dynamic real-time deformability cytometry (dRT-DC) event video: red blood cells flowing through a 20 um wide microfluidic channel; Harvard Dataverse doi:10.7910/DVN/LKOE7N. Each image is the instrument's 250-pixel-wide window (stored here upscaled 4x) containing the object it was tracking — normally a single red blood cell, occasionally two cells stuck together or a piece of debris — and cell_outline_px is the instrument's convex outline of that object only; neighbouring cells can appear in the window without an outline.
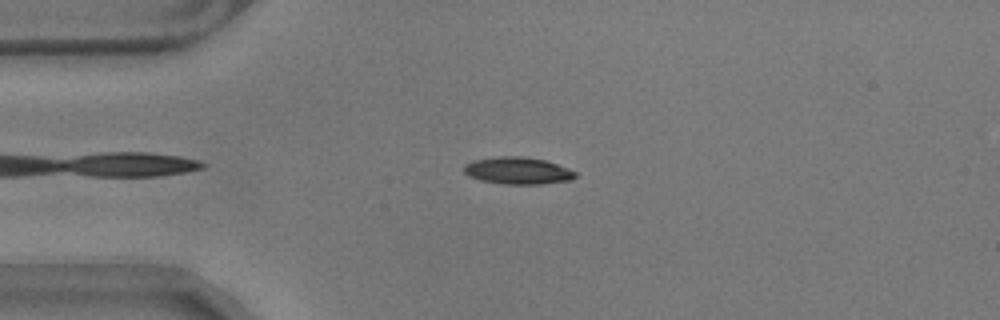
{"species": "common noctule bat (a hibernating species)", "species_latin": "Nyctalus noctula", "temperature_condition": "warm", "stored_images_in_passage": 47, "camera_frame_rate_fps": 3000, "um_per_image_px": 0.085, "animal": {"sex": "male", "body_mass_g": 17.9}, "frame": {"image": 1, "passage_image": 9, "time_ms": 2.667, "image_size_px": [1000, 320], "cell_outline_px": [[576, 176], [572, 180], [540, 184], [504, 184], [480, 180], [468, 176], [464, 172], [464, 164], [472, 160], [496, 156], [524, 156], [544, 160], [568, 168], [576, 172]], "centroid_in_image_um": [43.98, 14.5], "position_along_channel_um": 41.0, "area_um2": 17.69}}
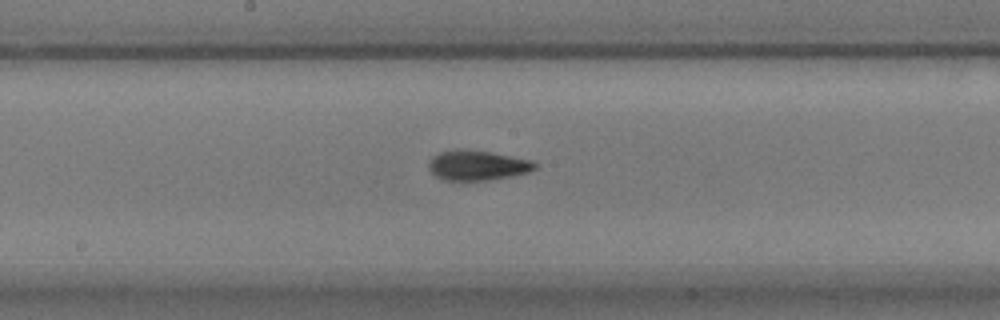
{"frame": {"image": 2, "passage_image": 25, "time_ms": 8.0, "image_size_px": [1000, 320], "cell_outline_px": [[540, 164], [536, 168], [528, 172], [512, 176], [488, 180], [444, 180], [436, 176], [428, 168], [428, 160], [432, 156], [440, 152], [456, 148], [460, 148], [488, 152], [532, 160]], "centroid_in_image_um": [40.56, 14.04], "position_along_channel_um": 207.6, "area_um2": 18.67}}
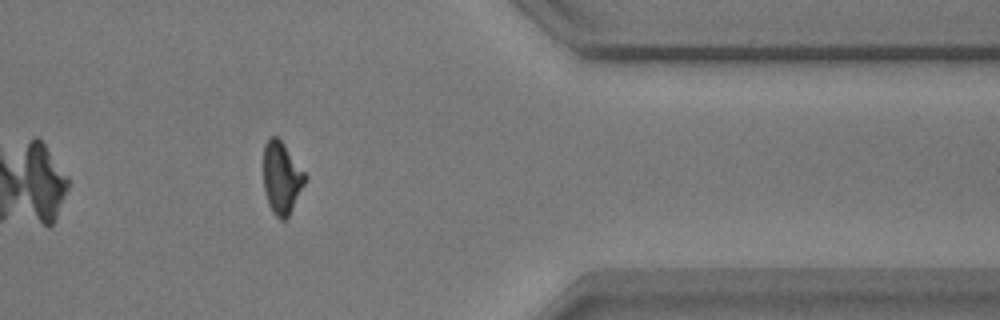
{"frame": {"image": 3, "passage_image": 42, "time_ms": 13.667, "image_size_px": [1000, 320], "cell_outline_px": [[308, 176], [288, 216], [284, 220], [280, 220], [272, 212], [268, 204], [264, 192], [264, 144], [268, 136], [276, 136], [284, 144]], "centroid_in_image_um": [23.92, 15.1], "position_along_channel_um": 387.5, "area_um2": 17.46}, "authors_computed_cell_mechanics": {"area_um2": 17.8024, "velocity_mm_per_s": 3.5211, "shape_relaxation_time_tau1_ms": 5.4996, "shape_relaxation_time_tau2_ms": 2.3825, "deformation_change_tau1": 0.1916, "deformation_change_tau2": 0.0891}}